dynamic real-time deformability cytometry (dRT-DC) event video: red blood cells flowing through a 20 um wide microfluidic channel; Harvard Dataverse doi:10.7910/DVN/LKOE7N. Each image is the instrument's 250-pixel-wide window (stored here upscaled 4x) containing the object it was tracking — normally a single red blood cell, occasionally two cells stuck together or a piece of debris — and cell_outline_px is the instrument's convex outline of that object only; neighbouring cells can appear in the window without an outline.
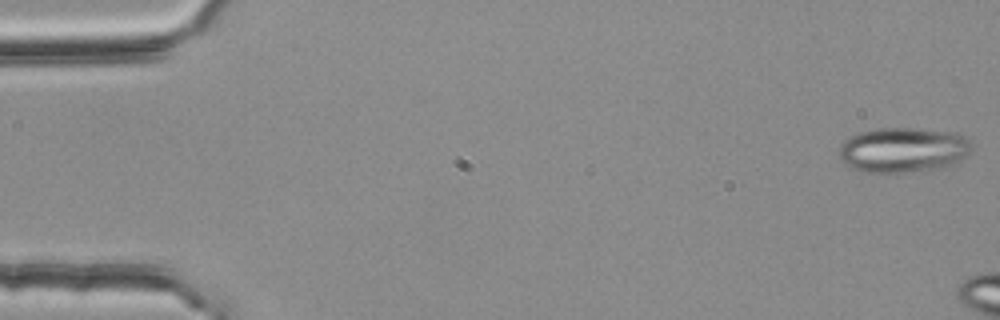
{"species": "common noctule bat (a hibernating species)", "species_latin": "Nyctalus noctula", "temperature_condition": "room temperature", "stored_images_in_passage": 10, "camera_frame_rate_fps": 3000, "um_per_image_px": 0.085, "animal": {"sex": "female", "body_mass_g": 25.1}, "frame": {"image": 1, "passage_image": 1, "time_ms": 0.0, "image_size_px": [1000, 320], "cell_outline_px": [[972, 148], [964, 156], [944, 168], [900, 172], [860, 172], [852, 168], [836, 152], [844, 140], [856, 132], [876, 128], [912, 128], [956, 132], [964, 136], [972, 144]], "centroid_in_image_um": [76.73, 12.72], "position_along_channel_um": 8.3, "area_um2": 34.8}}